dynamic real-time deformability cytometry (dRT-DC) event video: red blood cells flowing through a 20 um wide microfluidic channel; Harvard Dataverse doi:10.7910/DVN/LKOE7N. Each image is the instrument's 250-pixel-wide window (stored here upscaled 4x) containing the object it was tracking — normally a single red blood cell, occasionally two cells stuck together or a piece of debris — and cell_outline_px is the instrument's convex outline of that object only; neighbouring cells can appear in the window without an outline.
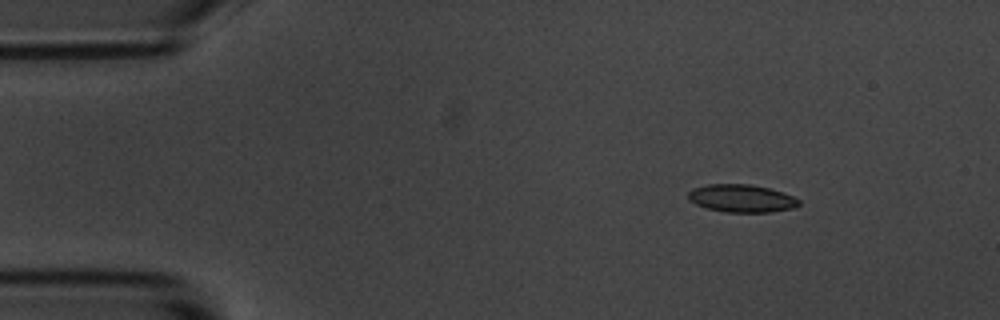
{"species": "common noctule bat (a hibernating species)", "species_latin": "Nyctalus noctula", "temperature_condition": "room temperature", "stored_images_in_passage": 5, "camera_frame_rate_fps": 3000, "um_per_image_px": 0.085, "animal": {"sex": "male", "body_mass_g": 20.1, "forearm_length_mm": 53.5}, "frame": {"image": 1, "passage_image": 2, "time_ms": 1.333, "image_size_px": [1000, 320], "cell_outline_px": [[800, 204], [796, 208], [772, 212], [724, 212], [708, 208], [696, 204], [688, 200], [688, 192], [692, 188], [708, 184], [748, 184], [768, 188], [784, 192], [800, 200]], "centroid_in_image_um": [63.05, 16.86], "position_along_channel_um": 22.0, "area_um2": 18.03}}
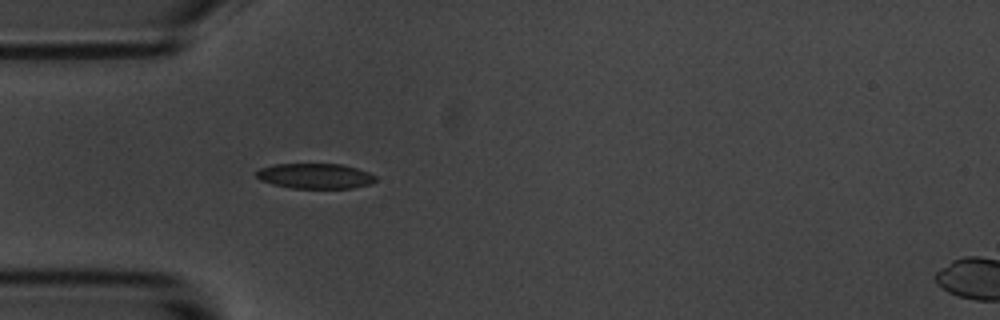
{"frame": {"image": 2, "passage_image": 4, "time_ms": 4.333, "image_size_px": [1000, 320], "cell_outline_px": [[376, 180], [372, 184], [352, 188], [292, 188], [272, 184], [260, 180], [256, 176], [256, 172], [260, 168], [272, 164], [340, 164], [356, 168], [368, 172], [376, 176]], "centroid_in_image_um": [26.78, 14.96], "position_along_channel_um": 58.2, "area_um2": 17.57}}